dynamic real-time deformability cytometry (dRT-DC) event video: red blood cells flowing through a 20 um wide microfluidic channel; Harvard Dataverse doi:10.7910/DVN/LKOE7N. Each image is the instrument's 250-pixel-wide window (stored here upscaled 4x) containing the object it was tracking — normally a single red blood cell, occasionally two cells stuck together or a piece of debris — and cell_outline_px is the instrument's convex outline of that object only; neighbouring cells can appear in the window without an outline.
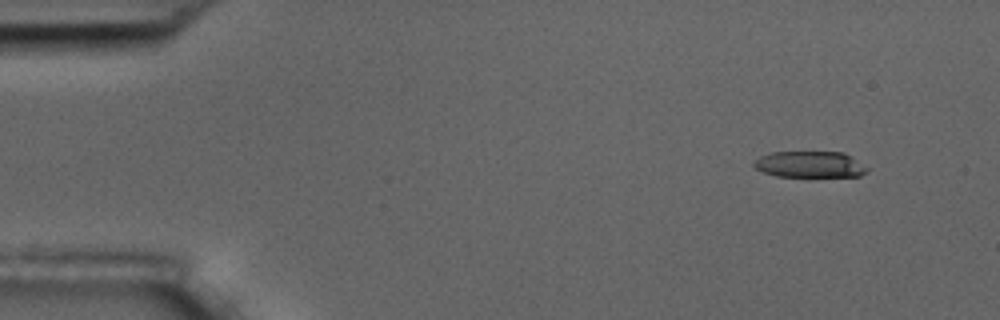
{"species": "common noctule bat (a hibernating species)", "species_latin": "Nyctalus noctula", "temperature_condition": "room temperature", "stored_images_in_passage": 5, "camera_frame_rate_fps": 3000, "um_per_image_px": 0.085, "animal": {"sex": "male", "body_mass_g": 17.5, "forearm_length_mm": 52.3}, "frame": {"image": 1, "passage_image": 1, "time_ms": 0.0, "image_size_px": [1000, 320], "cell_outline_px": [[868, 172], [860, 176], [776, 176], [764, 172], [756, 168], [752, 164], [760, 156], [772, 152], [844, 152], [852, 156], [868, 168]], "centroid_in_image_um": [68.87, 13.97], "position_along_channel_um": 16.1, "area_um2": 17.28}}
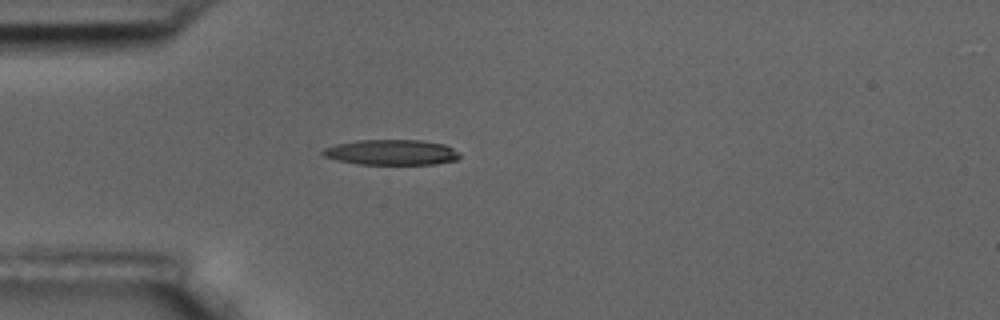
{"frame": {"image": 2, "passage_image": 4, "time_ms": 3.667, "image_size_px": [1000, 320], "cell_outline_px": [[460, 156], [456, 160], [436, 164], [356, 164], [336, 160], [324, 156], [320, 152], [324, 148], [336, 144], [356, 140], [420, 140], [444, 144], [460, 152]], "centroid_in_image_um": [33.26, 12.95], "position_along_channel_um": 51.7, "area_um2": 20.35}}